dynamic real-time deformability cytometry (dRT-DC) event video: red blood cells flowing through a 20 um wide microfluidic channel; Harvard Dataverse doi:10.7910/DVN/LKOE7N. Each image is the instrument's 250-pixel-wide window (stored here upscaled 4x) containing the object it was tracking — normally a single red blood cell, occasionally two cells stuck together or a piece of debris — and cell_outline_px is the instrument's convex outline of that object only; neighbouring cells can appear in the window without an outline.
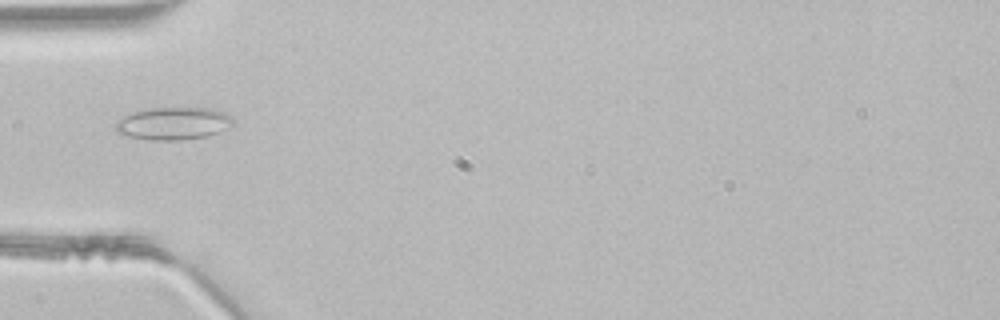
{"species": "common noctule bat (a hibernating species)", "species_latin": "Nyctalus noctula", "temperature_condition": "room temperature", "stored_images_in_passage": 27, "camera_frame_rate_fps": 3000, "um_per_image_px": 0.085, "animal": {"sex": "male", "body_mass_g": 21.5, "forearm_length_mm": 52.0}, "frame": {"image": 1, "passage_image": 1, "time_ms": 0.0, "image_size_px": [1000, 320], "cell_outline_px": [[232, 124], [208, 136], [180, 140], [152, 140], [128, 136], [116, 132], [116, 124], [124, 116], [132, 112], [144, 108], [212, 108], [224, 112], [232, 116]], "centroid_in_image_um": [14.71, 10.48], "position_along_channel_um": 70.3, "area_um2": 22.08}}
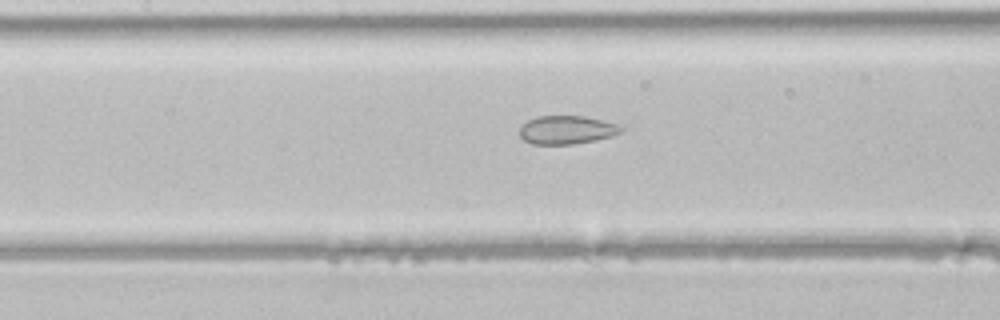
{"frame": {"image": 2, "passage_image": 7, "time_ms": 2.0, "image_size_px": [1000, 320], "cell_outline_px": [[624, 132], [612, 136], [596, 140], [572, 144], [532, 144], [524, 140], [520, 136], [520, 128], [528, 120], [536, 116], [584, 116], [604, 120], [620, 124], [624, 128]], "centroid_in_image_um": [48.23, 11.03], "position_along_channel_um": 159.2, "area_um2": 16.99}}
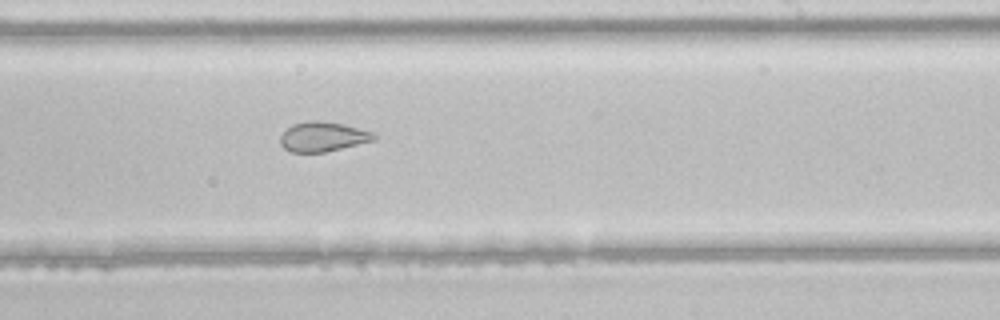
{"frame": {"image": 3, "passage_image": 14, "time_ms": 4.333, "image_size_px": [1000, 320], "cell_outline_px": [[376, 140], [324, 152], [292, 152], [284, 148], [280, 144], [280, 136], [292, 124], [308, 120], [320, 120], [344, 124], [376, 132]], "centroid_in_image_um": [27.47, 11.6], "position_along_channel_um": 261.5, "area_um2": 16.36}}